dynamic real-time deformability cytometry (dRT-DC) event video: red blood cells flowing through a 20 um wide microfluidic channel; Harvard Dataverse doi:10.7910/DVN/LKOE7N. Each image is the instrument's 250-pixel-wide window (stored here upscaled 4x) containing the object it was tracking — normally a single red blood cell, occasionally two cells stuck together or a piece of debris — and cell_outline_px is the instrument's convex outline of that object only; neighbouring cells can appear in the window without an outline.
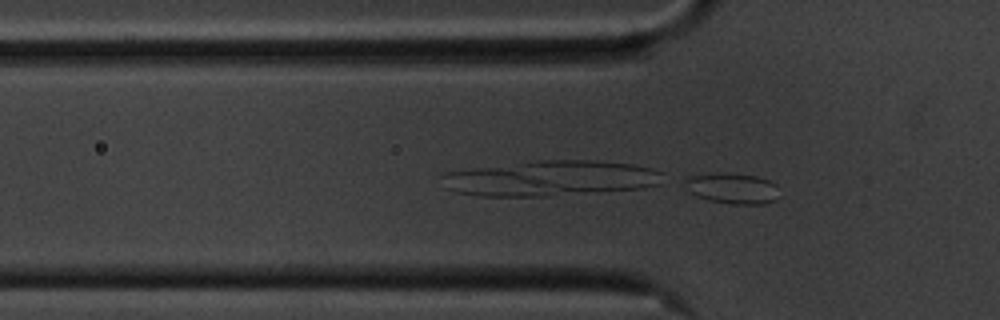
{"species": "common noctule bat (a hibernating species)", "species_latin": "Nyctalus noctula", "temperature_condition": "cold", "stored_images_in_passage": 18, "camera_frame_rate_fps": 3000, "um_per_image_px": 0.085, "animal": {"sex": "male", "body_mass_g": 20.1, "forearm_length_mm": 53.5}, "frame": {"image": 1, "passage_image": 18, "time_ms": 5.667, "image_size_px": [1000, 320], "cell_outline_px": [[780, 196], [776, 200], [764, 204], [732, 204], [708, 200], [696, 196], [688, 192], [684, 180], [688, 176], [716, 172], [724, 172], [756, 176], [768, 180], [776, 184]], "centroid_in_image_um": [62.25, 16.01], "position_along_channel_um": 63.5, "area_um2": 17.22}}